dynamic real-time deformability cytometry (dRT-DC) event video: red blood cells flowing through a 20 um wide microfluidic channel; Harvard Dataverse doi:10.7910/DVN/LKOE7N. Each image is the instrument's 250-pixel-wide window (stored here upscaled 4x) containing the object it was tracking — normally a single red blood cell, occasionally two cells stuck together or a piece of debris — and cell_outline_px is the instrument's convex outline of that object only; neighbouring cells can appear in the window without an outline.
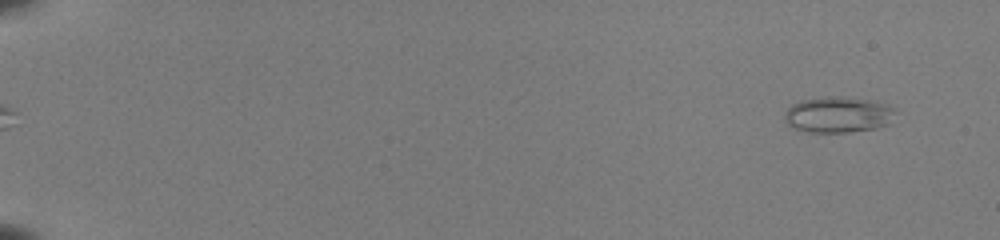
{"species": "common noctule bat (a hibernating species)", "species_latin": "Nyctalus noctula", "temperature_condition": "room temperature", "stored_images_in_passage": 51, "camera_frame_rate_fps": 3000, "um_per_image_px": 0.085, "animal": {"sex": "female", "body_mass_g": 22.0, "forearm_length_mm": 56.7}, "frame": {"image": 1, "passage_image": 2, "time_ms": 0.333, "image_size_px": [1000, 240], "cell_outline_px": [[892, 108], [888, 124], [876, 128], [844, 132], [812, 132], [796, 128], [788, 124], [784, 116], [788, 108], [792, 104], [804, 100], [836, 96], [868, 100]], "centroid_in_image_um": [71.16, 9.76], "position_along_channel_um": 13.8, "area_um2": 22.14}}
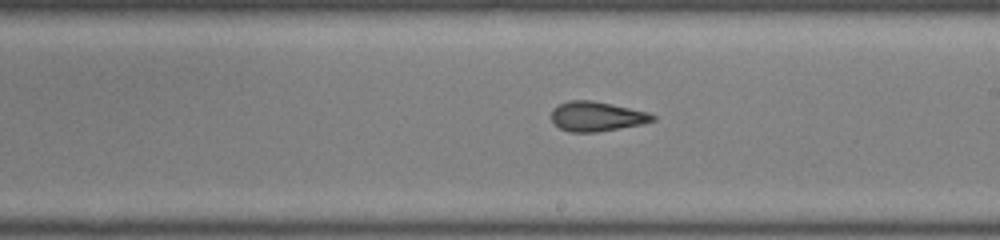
{"frame": {"image": 2, "passage_image": 32, "time_ms": 10.333, "image_size_px": [1000, 240], "cell_outline_px": [[656, 120], [640, 124], [596, 132], [568, 132], [560, 128], [552, 120], [552, 108], [560, 104], [572, 100], [592, 100], [648, 112], [656, 116]], "centroid_in_image_um": [50.71, 9.89], "position_along_channel_um": 238.3, "area_um2": 17.28}}
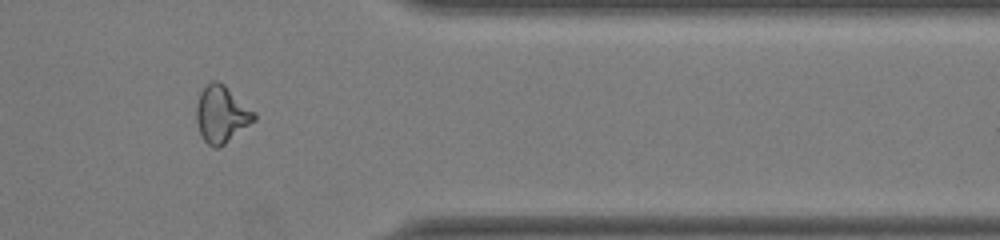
{"frame": {"image": 3, "passage_image": 44, "time_ms": 14.333, "image_size_px": [1000, 240], "cell_outline_px": [[256, 120], [224, 144], [216, 148], [212, 148], [204, 140], [200, 132], [196, 120], [196, 104], [200, 92], [212, 80], [216, 80], [224, 84], [256, 112]], "centroid_in_image_um": [18.84, 9.7], "position_along_channel_um": 392.6, "area_um2": 19.13}, "authors_computed_cell_mechanics": {"area_um2": 18.9584, "velocity_mm_per_s": 4.0196, "shape_relaxation_time_tau1_ms": null, "shape_relaxation_time_tau2_ms": 1.5216, "deformation_change_tau1": null, "deformation_change_tau2": 0.0815}}